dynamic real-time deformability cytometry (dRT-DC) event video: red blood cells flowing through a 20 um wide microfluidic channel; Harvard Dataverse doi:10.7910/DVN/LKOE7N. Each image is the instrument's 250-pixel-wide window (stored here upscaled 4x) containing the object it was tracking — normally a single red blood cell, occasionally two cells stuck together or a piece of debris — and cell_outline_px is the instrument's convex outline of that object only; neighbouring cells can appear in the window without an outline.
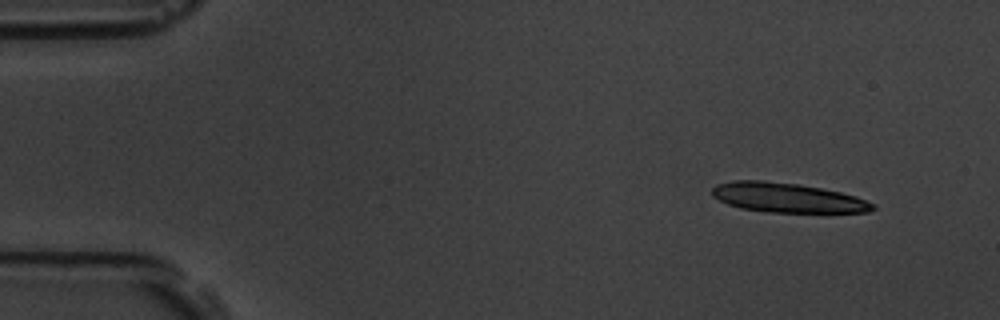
{"species": "common noctule bat (a hibernating species)", "species_latin": "Nyctalus noctula", "temperature_condition": "room temperature", "stored_images_in_passage": 16, "camera_frame_rate_fps": 3000, "um_per_image_px": 0.085, "animal": {"sex": "male", "body_mass_g": 19.5, "forearm_length_mm": 54.6}, "frame": {"image": 1, "passage_image": 1, "time_ms": 0.0, "image_size_px": [1000, 320], "cell_outline_px": [[876, 208], [868, 212], [768, 212], [740, 208], [728, 204], [712, 196], [712, 188], [716, 184], [732, 180], [764, 180], [800, 184], [840, 192], [856, 196], [876, 204]], "centroid_in_image_um": [66.92, 16.79], "position_along_channel_um": 18.1, "area_um2": 27.74}}
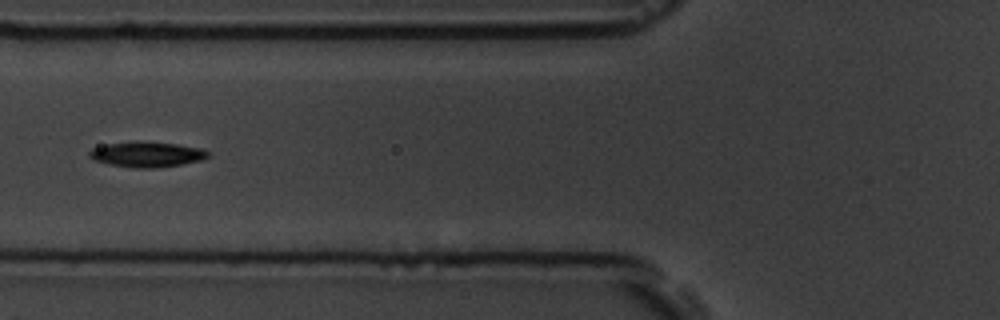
{"frame": {"image": 2, "passage_image": 6, "time_ms": 5.667, "image_size_px": [1000, 320], "cell_outline_px": [[212, 152], [208, 156], [200, 160], [180, 164], [156, 168], [132, 168], [108, 164], [96, 160], [88, 156], [88, 152], [92, 148], [108, 144], [136, 140], [176, 144], [200, 148]], "centroid_in_image_um": [12.46, 13.11], "position_along_channel_um": 113.3, "area_um2": 17.57}}
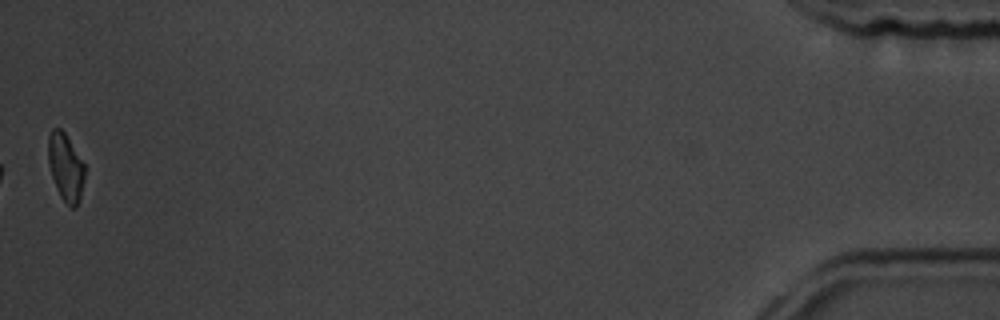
{"frame": {"image": 3, "passage_image": 16, "time_ms": 17.0, "image_size_px": [1000, 320], "cell_outline_px": [[84, 180], [80, 200], [76, 208], [72, 208], [60, 196], [56, 188], [48, 164], [48, 136], [52, 128], [60, 128], [64, 132], [84, 164]], "centroid_in_image_um": [5.57, 14.22], "position_along_channel_um": 429.6, "area_um2": 14.28}, "authors_computed_cell_mechanics": {"area_um2": 17.3689, "velocity_mm_per_s": 3.6409, "shape_relaxation_time_tau1_ms": 6.0407, "shape_relaxation_time_tau2_ms": null, "deformation_change_tau1": 0.1222, "deformation_change_tau2": null}}